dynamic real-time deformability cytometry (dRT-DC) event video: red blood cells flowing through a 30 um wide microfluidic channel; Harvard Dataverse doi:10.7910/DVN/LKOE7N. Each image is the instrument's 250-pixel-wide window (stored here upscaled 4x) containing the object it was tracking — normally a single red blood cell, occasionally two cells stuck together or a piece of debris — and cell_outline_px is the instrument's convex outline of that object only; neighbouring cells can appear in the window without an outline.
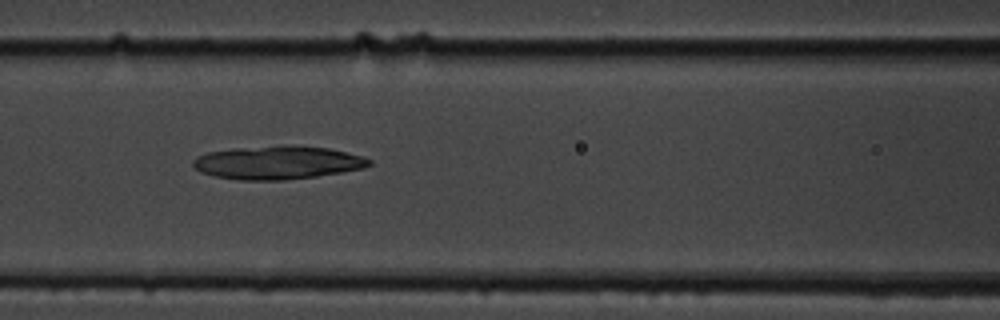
{"species": "common noctule bat (a hibernating species)", "species_latin": "Nyctalus noctula", "temperature_condition": "cold", "stored_images_in_passage": 15, "camera_frame_rate_fps": 3000, "um_per_image_px": 0.085, "animal": {"sex": "male", "body_mass_g": 19.5, "forearm_length_mm": 54.6}, "frame": {"image": 1, "passage_image": 7, "time_ms": 7.667, "image_size_px": [1000, 320], "cell_outline_px": [[372, 164], [360, 168], [340, 172], [316, 176], [284, 180], [236, 180], [216, 176], [200, 172], [192, 164], [192, 160], [196, 156], [208, 152], [236, 148], [328, 148], [364, 156], [372, 160]], "centroid_in_image_um": [23.55, 13.86], "position_along_channel_um": 143.0, "area_um2": 32.95}}
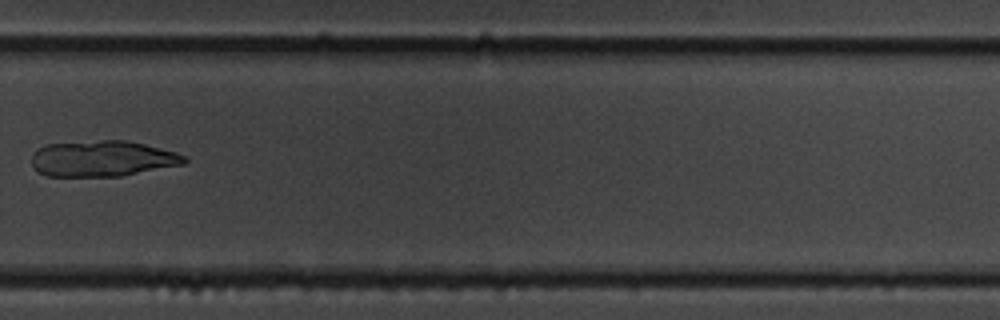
{"frame": {"image": 2, "passage_image": 11, "time_ms": 12.667, "image_size_px": [1000, 320], "cell_outline_px": [[188, 160], [184, 164], [120, 176], [48, 176], [32, 168], [32, 152], [36, 148], [48, 144], [100, 140], [128, 140], [176, 152], [184, 156]], "centroid_in_image_um": [8.68, 13.47], "position_along_channel_um": 321.1, "area_um2": 31.96}}